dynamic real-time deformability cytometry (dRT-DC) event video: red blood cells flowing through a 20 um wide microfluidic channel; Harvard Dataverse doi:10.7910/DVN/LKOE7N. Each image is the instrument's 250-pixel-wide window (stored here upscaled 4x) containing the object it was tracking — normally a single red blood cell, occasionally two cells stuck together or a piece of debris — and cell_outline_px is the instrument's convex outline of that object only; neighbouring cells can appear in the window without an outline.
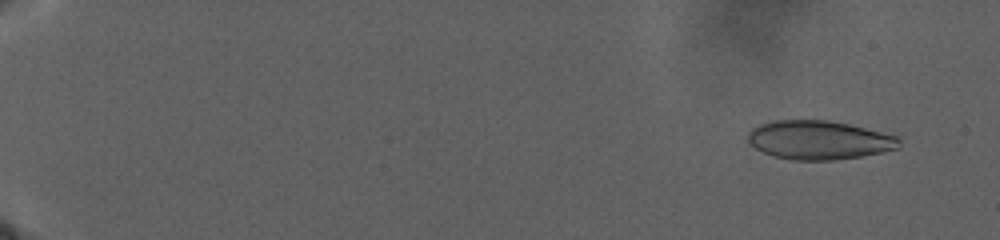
{"species": "human", "species_latin": "Homo sapiens", "temperature_condition": "warm", "stored_images_in_passage": 96, "camera_frame_rate_fps": 3000, "um_per_image_px": 0.085, "donor": {"sex": "male"}, "frame": {"image": 1, "passage_image": 6, "time_ms": 0.667, "image_size_px": [1000, 240], "cell_outline_px": [[900, 148], [860, 156], [832, 160], [792, 160], [772, 156], [748, 144], [748, 132], [752, 128], [760, 124], [772, 120], [828, 120], [848, 124], [896, 136], [900, 140]], "centroid_in_image_um": [69.56, 11.9], "position_along_channel_um": 15.4, "area_um2": 34.1}}
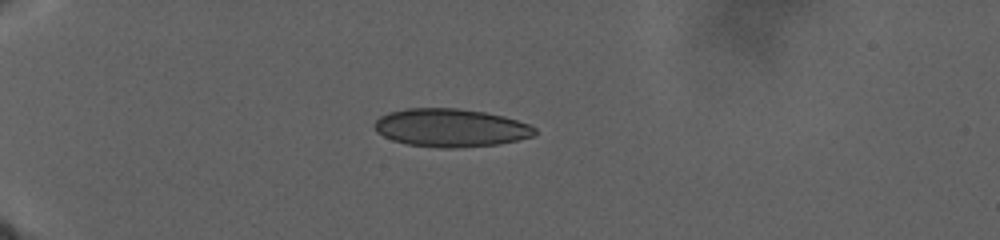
{"frame": {"image": 2, "passage_image": 72, "time_ms": 10.333, "image_size_px": [1000, 240], "cell_outline_px": [[536, 136], [496, 144], [456, 148], [440, 148], [408, 144], [392, 140], [376, 132], [372, 124], [380, 116], [388, 112], [404, 108], [456, 108], [484, 112], [504, 116], [528, 124], [536, 128]], "centroid_in_image_um": [38.27, 10.86], "position_along_channel_um": 46.7, "area_um2": 35.72}}
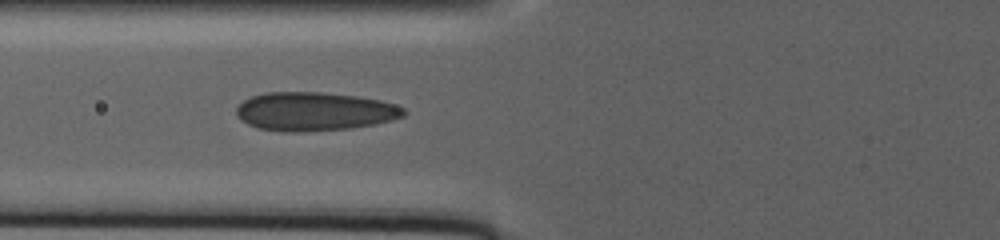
{"frame": {"image": 3, "passage_image": 95, "time_ms": 16.0, "image_size_px": [1000, 240], "cell_outline_px": [[408, 112], [404, 116], [392, 120], [376, 124], [352, 128], [308, 132], [280, 132], [256, 128], [240, 120], [236, 116], [236, 108], [244, 100], [252, 96], [268, 92], [320, 92], [356, 96], [380, 100], [404, 108]], "centroid_in_image_um": [26.71, 9.49], "position_along_channel_um": 99.1, "area_um2": 38.03}}